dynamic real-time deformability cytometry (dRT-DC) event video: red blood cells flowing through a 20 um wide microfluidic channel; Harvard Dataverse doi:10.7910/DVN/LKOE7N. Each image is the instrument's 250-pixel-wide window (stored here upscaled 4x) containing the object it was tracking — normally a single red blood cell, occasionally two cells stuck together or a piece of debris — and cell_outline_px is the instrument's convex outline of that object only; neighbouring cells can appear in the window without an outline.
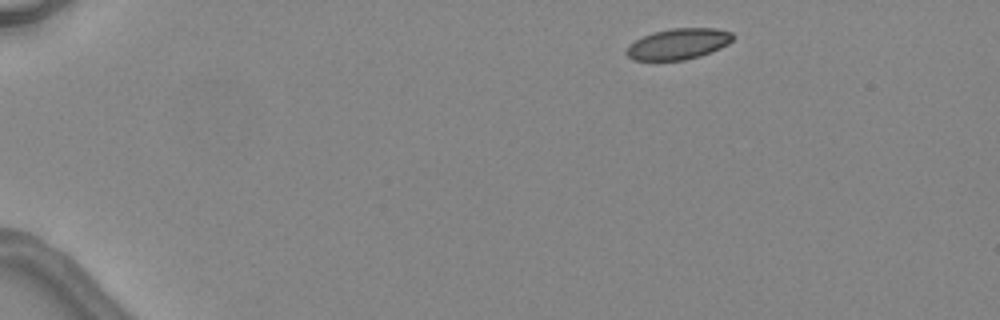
{"species": "common noctule bat (a hibernating species)", "species_latin": "Nyctalus noctula", "temperature_condition": "warm", "stored_images_in_passage": 3, "camera_frame_rate_fps": 3000, "um_per_image_px": 0.085, "animal": {"sex": "female", "body_mass_g": 24.6, "forearm_length_mm": 56.2}, "frame": {"image": 1, "passage_image": 1, "time_ms": 0.0, "image_size_px": [1000, 320], "cell_outline_px": [[732, 40], [728, 44], [720, 48], [700, 56], [684, 60], [632, 60], [624, 52], [628, 44], [652, 32], [672, 28], [716, 28], [732, 32]], "centroid_in_image_um": [57.63, 3.73], "position_along_channel_um": 27.4, "area_um2": 19.19}}